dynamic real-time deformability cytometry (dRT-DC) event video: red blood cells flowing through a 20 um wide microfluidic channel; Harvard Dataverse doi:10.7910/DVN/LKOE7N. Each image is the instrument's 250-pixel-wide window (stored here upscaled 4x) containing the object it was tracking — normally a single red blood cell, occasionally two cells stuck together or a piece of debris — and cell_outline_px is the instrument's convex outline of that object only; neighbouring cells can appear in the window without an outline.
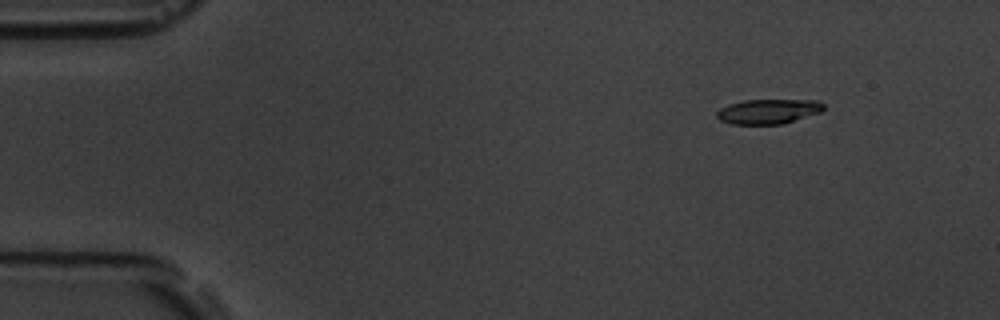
{"species": "common noctule bat (a hibernating species)", "species_latin": "Nyctalus noctula", "temperature_condition": "room temperature", "stored_images_in_passage": 5, "camera_frame_rate_fps": 3000, "um_per_image_px": 0.085, "animal": {"sex": "male", "body_mass_g": 19.5, "forearm_length_mm": 54.6}, "frame": {"image": 1, "passage_image": 2, "time_ms": 1.333, "image_size_px": [1000, 320], "cell_outline_px": [[824, 108], [820, 112], [784, 124], [732, 124], [720, 120], [716, 116], [716, 112], [720, 108], [728, 104], [744, 100], [820, 100], [824, 104]], "centroid_in_image_um": [65.3, 9.47], "position_along_channel_um": 19.7, "area_um2": 15.49}}
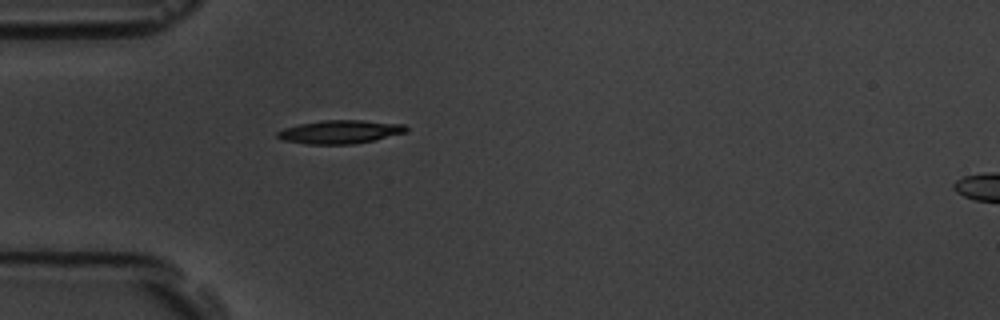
{"frame": {"image": 2, "passage_image": 5, "time_ms": 4.667, "image_size_px": [1000, 320], "cell_outline_px": [[408, 128], [404, 132], [372, 140], [352, 144], [308, 144], [280, 140], [276, 136], [276, 132], [284, 128], [300, 124], [324, 120], [364, 120], [404, 124]], "centroid_in_image_um": [28.84, 11.2], "position_along_channel_um": 56.2, "area_um2": 17.4}}